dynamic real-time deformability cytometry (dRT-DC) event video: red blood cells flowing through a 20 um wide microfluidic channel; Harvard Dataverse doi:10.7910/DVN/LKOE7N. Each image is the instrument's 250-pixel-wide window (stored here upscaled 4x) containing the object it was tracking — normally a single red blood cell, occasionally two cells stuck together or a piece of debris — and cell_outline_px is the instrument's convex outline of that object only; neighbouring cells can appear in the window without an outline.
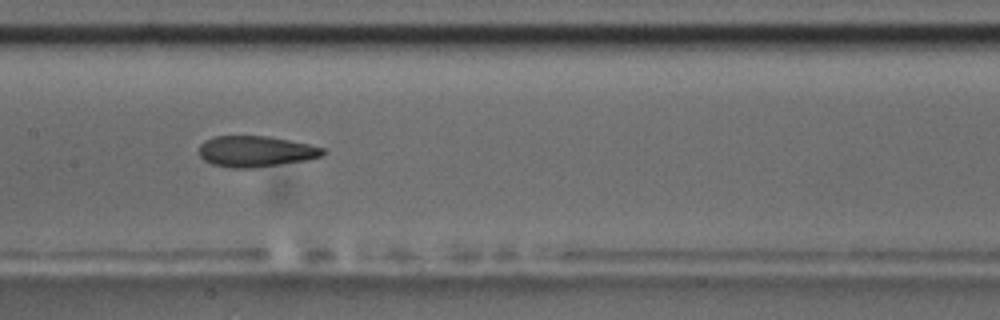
{"species": "common noctule bat (a hibernating species)", "species_latin": "Nyctalus noctula", "temperature_condition": "room temperature", "stored_images_in_passage": 26, "camera_frame_rate_fps": 3000, "um_per_image_px": 0.085, "animal": {"sex": "male", "body_mass_g": 17.5, "forearm_length_mm": 52.3}, "frame": {"image": 1, "passage_image": 15, "time_ms": 4.667, "image_size_px": [1000, 320], "cell_outline_px": [[324, 152], [320, 156], [308, 160], [252, 168], [232, 168], [212, 164], [204, 160], [200, 156], [200, 144], [204, 140], [212, 136], [268, 136], [308, 144], [324, 148]], "centroid_in_image_um": [21.7, 12.86], "position_along_channel_um": 185.7, "area_um2": 22.25}}